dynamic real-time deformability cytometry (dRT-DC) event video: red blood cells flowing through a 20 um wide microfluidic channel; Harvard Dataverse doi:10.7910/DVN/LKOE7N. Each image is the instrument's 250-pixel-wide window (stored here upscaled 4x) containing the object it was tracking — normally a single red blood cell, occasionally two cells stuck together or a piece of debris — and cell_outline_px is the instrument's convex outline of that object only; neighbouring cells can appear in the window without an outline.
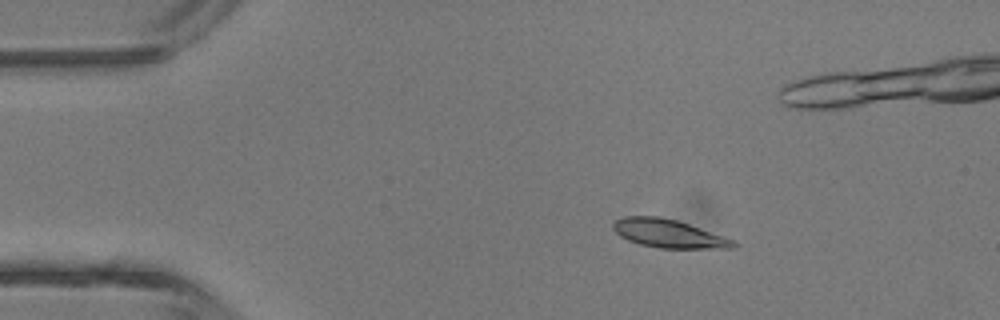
{"species": "common noctule bat (a hibernating species)", "species_latin": "Nyctalus noctula", "temperature_condition": "room temperature", "stored_images_in_passage": 5, "camera_frame_rate_fps": 3000, "um_per_image_px": 0.085, "animal": {"sex": "male", "body_mass_g": 13.3}, "frame": {"image": 1, "passage_image": 2, "time_ms": 1.0, "image_size_px": [1000, 320], "cell_outline_px": [[740, 244], [736, 248], [660, 248], [640, 244], [628, 240], [620, 236], [612, 228], [612, 224], [616, 220], [624, 216], [660, 216], [676, 220], [736, 240]], "centroid_in_image_um": [56.86, 19.86], "position_along_channel_um": 28.1, "area_um2": 19.88}}